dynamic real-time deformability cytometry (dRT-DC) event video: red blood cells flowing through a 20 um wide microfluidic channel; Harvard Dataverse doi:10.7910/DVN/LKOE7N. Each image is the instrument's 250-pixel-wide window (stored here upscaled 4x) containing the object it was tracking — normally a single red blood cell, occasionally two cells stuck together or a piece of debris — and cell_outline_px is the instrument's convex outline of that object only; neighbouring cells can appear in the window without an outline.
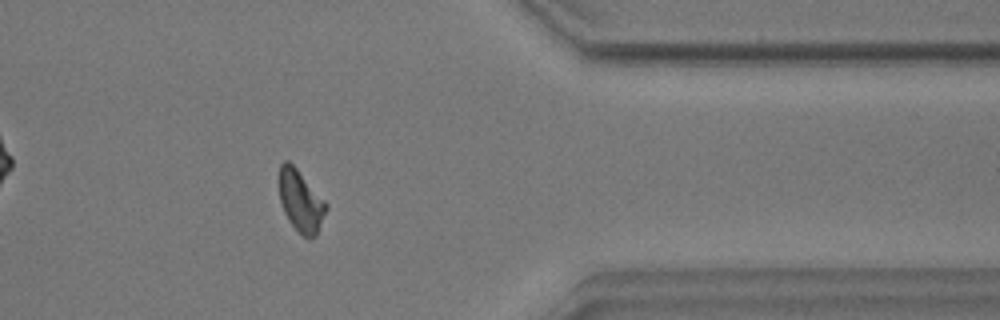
{"species": "common noctule bat (a hibernating species)", "species_latin": "Nyctalus noctula", "temperature_condition": "warm", "stored_images_in_passage": 40, "camera_frame_rate_fps": 3000, "um_per_image_px": 0.085, "animal": {"sex": "male", "body_mass_g": 17.9}, "frame": {"image": 1, "passage_image": 29, "time_ms": 9.333, "image_size_px": [1000, 320], "cell_outline_px": [[328, 208], [316, 236], [308, 240], [288, 220], [284, 212], [280, 200], [280, 164], [284, 160], [288, 160], [296, 168], [328, 204]], "centroid_in_image_um": [25.58, 17.11], "position_along_channel_um": 385.8, "area_um2": 16.65}}
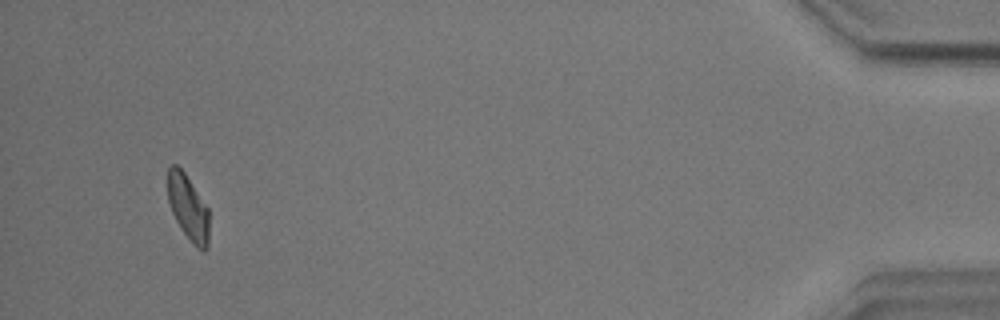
{"frame": {"image": 2, "passage_image": 37, "time_ms": 12.0, "image_size_px": [1000, 320], "cell_outline_px": [[208, 248], [204, 252], [196, 248], [192, 244], [176, 220], [172, 212], [168, 200], [168, 168], [172, 164], [176, 164], [184, 172], [208, 208]], "centroid_in_image_um": [15.99, 17.67], "position_along_channel_um": 419.2, "area_um2": 15.61}}